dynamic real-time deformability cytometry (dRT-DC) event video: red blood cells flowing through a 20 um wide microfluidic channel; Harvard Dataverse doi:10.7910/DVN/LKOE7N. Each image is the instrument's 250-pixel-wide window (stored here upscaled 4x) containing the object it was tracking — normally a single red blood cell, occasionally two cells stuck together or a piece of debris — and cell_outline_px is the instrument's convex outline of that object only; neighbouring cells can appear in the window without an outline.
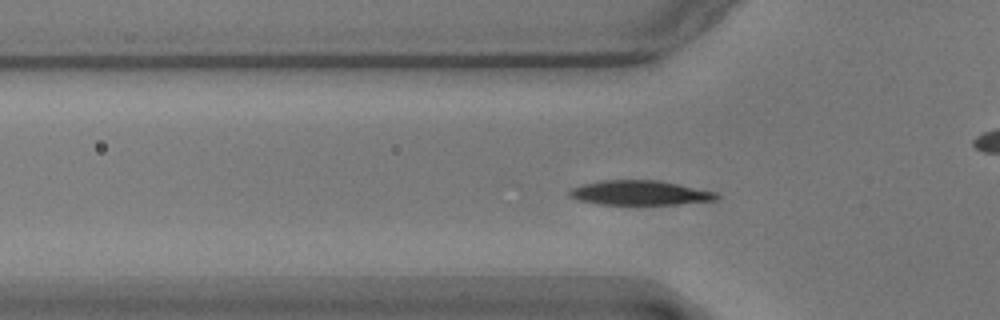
{"species": "common noctule bat (a hibernating species)", "species_latin": "Nyctalus noctula", "temperature_condition": "warm", "stored_images_in_passage": 50, "camera_frame_rate_fps": 3000, "um_per_image_px": 0.085, "animal": {"sex": "male", "body_mass_g": 17.9}, "frame": {"image": 1, "passage_image": 10, "time_ms": 3.0, "image_size_px": [1000, 320], "cell_outline_px": [[720, 196], [716, 200], [680, 204], [600, 204], [576, 200], [568, 196], [568, 192], [572, 188], [584, 184], [604, 180], [656, 180], [716, 192]], "centroid_in_image_um": [54.37, 16.4], "position_along_channel_um": 71.4, "area_um2": 20.87}}
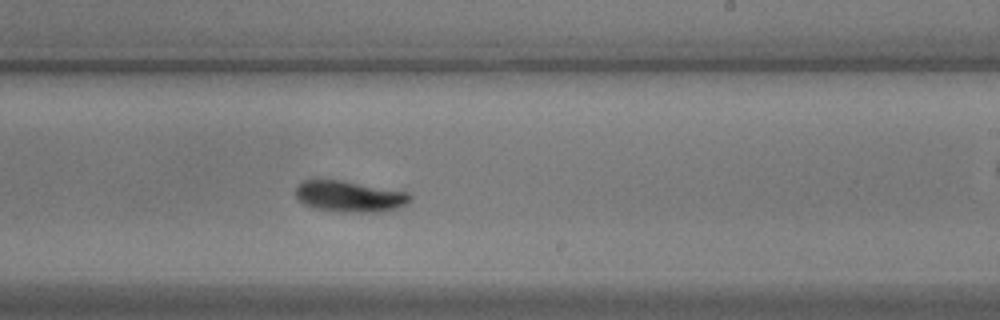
{"frame": {"image": 2, "passage_image": 26, "time_ms": 8.333, "image_size_px": [1000, 320], "cell_outline_px": [[412, 200], [408, 204], [400, 208], [384, 212], [344, 212], [312, 208], [304, 204], [296, 196], [296, 188], [304, 180], [340, 180], [408, 192], [412, 196]], "centroid_in_image_um": [29.78, 16.71], "position_along_channel_um": 259.2, "area_um2": 20.87}}
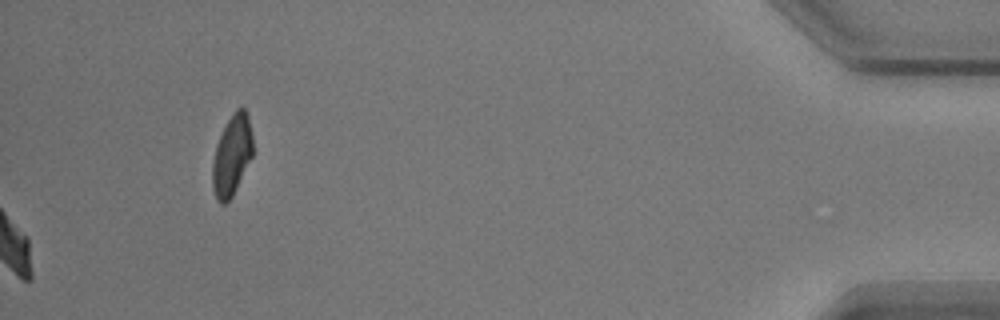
{"frame": {"image": 3, "passage_image": 50, "time_ms": 16.333, "image_size_px": [1000, 320], "cell_outline_px": [[252, 156], [232, 196], [224, 204], [220, 204], [216, 200], [212, 188], [212, 164], [216, 144], [232, 112], [236, 108], [244, 108], [248, 116], [252, 136]], "centroid_in_image_um": [19.69, 13.22], "position_along_channel_um": 415.5, "area_um2": 18.79}, "authors_computed_cell_mechanics": {"area_um2": 20.6057, "velocity_mm_per_s": 3.5172, "shape_relaxation_time_tau1_ms": 2.0269, "shape_relaxation_time_tau2_ms": null, "deformation_change_tau1": 0.1205, "deformation_change_tau2": null}}